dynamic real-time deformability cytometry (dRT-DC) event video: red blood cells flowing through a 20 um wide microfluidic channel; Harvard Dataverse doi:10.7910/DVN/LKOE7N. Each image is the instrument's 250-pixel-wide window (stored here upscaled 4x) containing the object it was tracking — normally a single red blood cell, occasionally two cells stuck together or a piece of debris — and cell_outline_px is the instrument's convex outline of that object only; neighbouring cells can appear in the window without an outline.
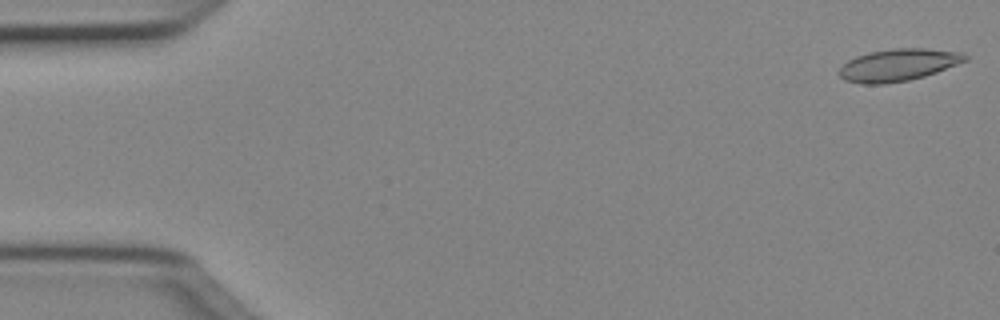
{"species": "Egyptian fruit bat (a non-hibernating species)", "species_latin": "Rousettus aegyptiacus", "temperature_condition": "cold", "stored_images_in_passage": 15, "segment_of_instrument_passage": [1, 2], "camera_frame_rate_fps": 3000, "um_per_image_px": 0.085, "animal": {"sex": "female"}, "frame": {"image": 1, "passage_image": 1, "time_ms": 0.0, "image_size_px": [1000, 320], "cell_outline_px": [[968, 60], [936, 72], [924, 76], [908, 80], [884, 84], [860, 84], [844, 80], [840, 76], [840, 68], [848, 60], [856, 56], [872, 52], [892, 48], [924, 48], [964, 52], [968, 56]], "centroid_in_image_um": [76.37, 5.52], "position_along_channel_um": 8.6, "area_um2": 23.58}}
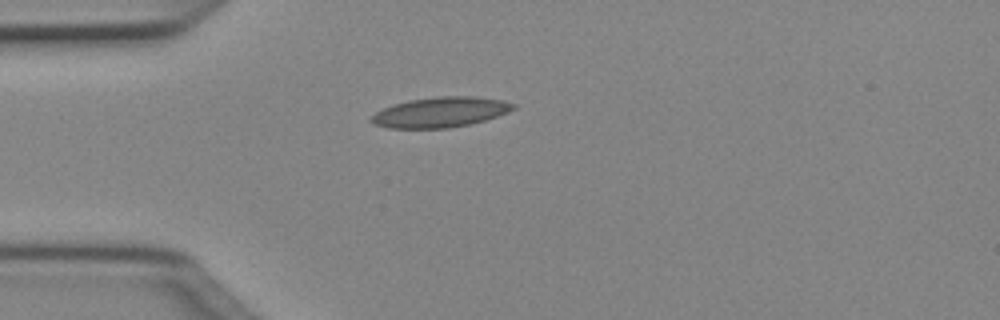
{"frame": {"image": 2, "passage_image": 13, "time_ms": 4.0, "image_size_px": [1000, 320], "cell_outline_px": [[516, 108], [508, 112], [484, 120], [468, 124], [448, 128], [388, 128], [376, 124], [368, 120], [376, 112], [392, 104], [408, 100], [440, 96], [472, 96], [500, 100], [516, 104]], "centroid_in_image_um": [37.41, 9.53], "position_along_channel_um": 47.6, "area_um2": 24.8}}